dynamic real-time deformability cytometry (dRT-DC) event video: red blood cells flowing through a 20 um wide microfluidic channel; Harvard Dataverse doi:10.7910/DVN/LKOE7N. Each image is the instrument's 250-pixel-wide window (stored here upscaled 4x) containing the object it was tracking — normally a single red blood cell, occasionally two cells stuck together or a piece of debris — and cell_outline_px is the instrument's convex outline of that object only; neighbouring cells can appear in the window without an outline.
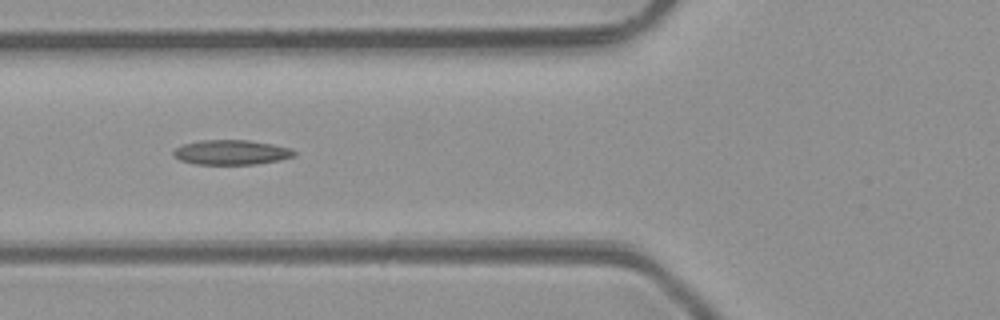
{"species": "common noctule bat (a hibernating species)", "species_latin": "Nyctalus noctula", "temperature_condition": "room temperature", "stored_images_in_passage": 4, "camera_frame_rate_fps": 3000, "um_per_image_px": 0.085, "animal": {"sex": "male", "body_mass_g": 23.1, "forearm_length_mm": 52.7}, "frame": {"image": 1, "passage_image": 4, "time_ms": 3.333, "image_size_px": [1000, 320], "cell_outline_px": [[296, 156], [280, 160], [256, 164], [196, 164], [180, 160], [172, 156], [172, 152], [176, 148], [184, 144], [200, 140], [248, 140], [272, 144], [292, 148], [296, 152]], "centroid_in_image_um": [19.68, 12.95], "position_along_channel_um": 106.1, "area_um2": 17.51}}